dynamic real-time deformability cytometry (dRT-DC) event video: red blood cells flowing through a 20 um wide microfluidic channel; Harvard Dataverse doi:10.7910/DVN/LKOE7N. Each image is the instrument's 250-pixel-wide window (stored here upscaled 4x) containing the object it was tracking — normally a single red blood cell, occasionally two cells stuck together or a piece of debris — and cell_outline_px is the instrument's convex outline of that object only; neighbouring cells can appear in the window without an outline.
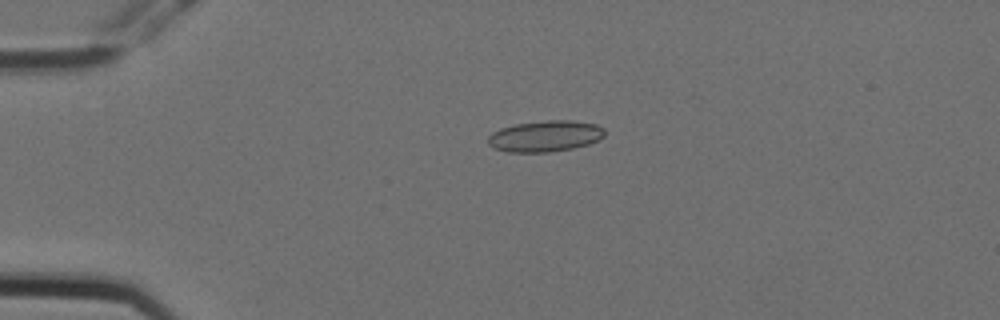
{"species": "Egyptian fruit bat (a non-hibernating species)", "species_latin": "Rousettus aegyptiacus", "temperature_condition": "cold", "stored_images_in_passage": 7, "camera_frame_rate_fps": 3000, "um_per_image_px": 0.085, "animal": {"sex": "female"}, "frame": {"image": 1, "passage_image": 4, "time_ms": 1.0, "image_size_px": [1000, 320], "cell_outline_px": [[604, 136], [588, 144], [572, 148], [548, 152], [508, 152], [492, 148], [488, 144], [488, 136], [492, 132], [500, 128], [516, 124], [548, 120], [572, 120], [596, 124], [604, 128]], "centroid_in_image_um": [46.31, 11.57], "position_along_channel_um": 38.7, "area_um2": 21.15}}
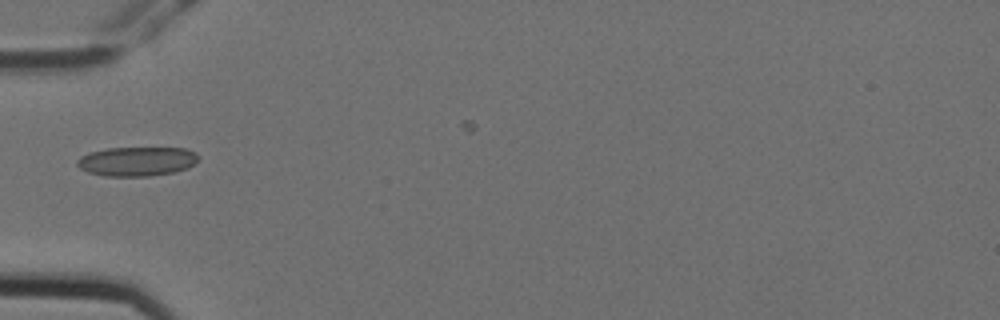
{"frame": {"image": 2, "passage_image": 6, "time_ms": 1.667, "image_size_px": [1000, 320], "cell_outline_px": [[196, 160], [188, 168], [172, 172], [148, 176], [104, 176], [88, 172], [80, 168], [76, 164], [76, 160], [80, 156], [88, 152], [108, 148], [188, 148], [196, 152]], "centroid_in_image_um": [11.58, 13.71], "position_along_channel_um": 73.4, "area_um2": 20.63}}